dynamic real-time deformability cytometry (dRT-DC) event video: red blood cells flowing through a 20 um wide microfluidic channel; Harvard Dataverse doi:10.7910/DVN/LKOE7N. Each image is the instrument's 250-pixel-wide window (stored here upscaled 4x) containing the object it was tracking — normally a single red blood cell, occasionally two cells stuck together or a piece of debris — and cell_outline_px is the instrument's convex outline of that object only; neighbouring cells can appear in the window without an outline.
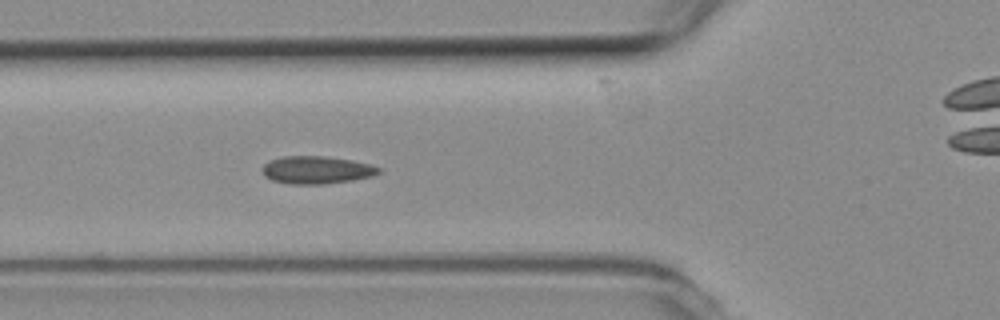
{"species": "common noctule bat (a hibernating species)", "species_latin": "Nyctalus noctula", "temperature_condition": "room temperature", "stored_images_in_passage": 44, "camera_frame_rate_fps": 3000, "um_per_image_px": 0.085, "animal": {"sex": "female", "body_mass_g": 19.3, "forearm_length_mm": 54.1}, "frame": {"image": 1, "passage_image": 8, "time_ms": 2.333, "image_size_px": [1000, 320], "cell_outline_px": [[380, 172], [372, 176], [352, 180], [324, 184], [288, 184], [272, 180], [264, 176], [260, 168], [268, 160], [284, 156], [324, 156], [352, 160], [368, 164], [380, 168]], "centroid_in_image_um": [26.85, 14.44], "position_along_channel_um": 99.0, "area_um2": 18.84}}
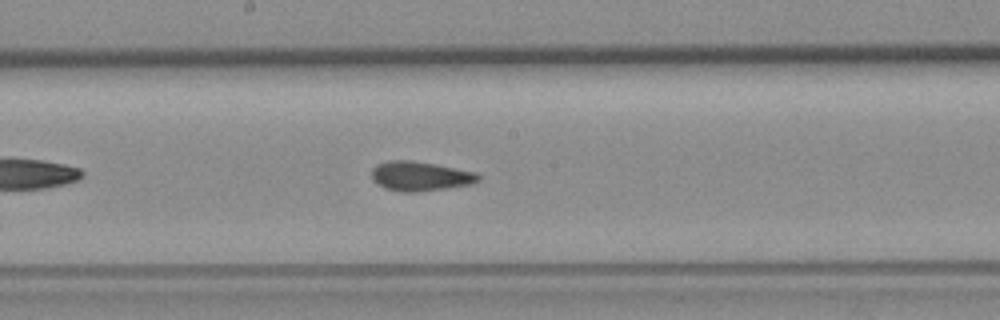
{"frame": {"image": 2, "passage_image": 17, "time_ms": 5.333, "image_size_px": [1000, 320], "cell_outline_px": [[480, 180], [472, 184], [448, 188], [416, 192], [400, 192], [384, 188], [376, 184], [372, 180], [372, 168], [376, 164], [388, 160], [408, 160], [432, 164], [476, 172], [480, 176]], "centroid_in_image_um": [35.68, 14.99], "position_along_channel_um": 212.5, "area_um2": 18.38}}
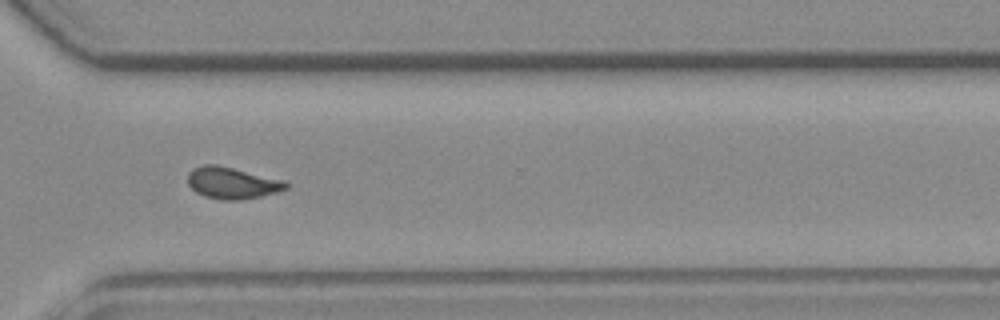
{"frame": {"image": 3, "passage_image": 28, "time_ms": 9.0, "image_size_px": [1000, 320], "cell_outline_px": [[292, 184], [288, 188], [276, 192], [260, 196], [240, 200], [220, 200], [204, 196], [196, 192], [188, 184], [188, 172], [192, 168], [204, 164], [216, 164], [284, 180]], "centroid_in_image_um": [19.73, 15.55], "position_along_channel_um": 350.9, "area_um2": 18.21}, "authors_computed_cell_mechanics": {"area_um2": 17.629, "velocity_mm_per_s": 3.7779, "shape_relaxation_time_tau1_ms": null, "shape_relaxation_time_tau2_ms": 1.7233, "deformation_change_tau1": null, "deformation_change_tau2": 0.0654}}